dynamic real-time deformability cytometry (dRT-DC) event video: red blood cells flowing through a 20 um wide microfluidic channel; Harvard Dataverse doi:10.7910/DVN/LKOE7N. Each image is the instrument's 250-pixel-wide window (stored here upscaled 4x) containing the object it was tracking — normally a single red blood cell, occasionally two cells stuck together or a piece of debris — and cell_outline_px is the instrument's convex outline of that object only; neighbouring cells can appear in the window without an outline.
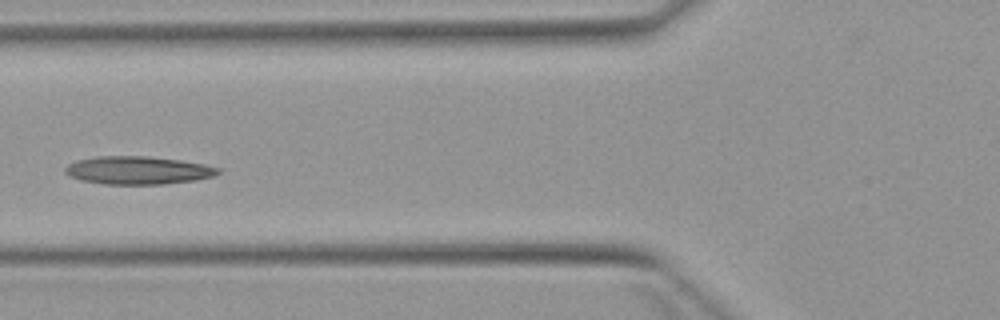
{"species": "Egyptian fruit bat (a non-hibernating species)", "species_latin": "Rousettus aegyptiacus", "temperature_condition": "warm", "stored_images_in_passage": 4, "camera_frame_rate_fps": 3000, "um_per_image_px": 0.085, "animal": {"sex": "female"}, "frame": {"image": 1, "passage_image": 3, "time_ms": 2.667, "image_size_px": [1000, 320], "cell_outline_px": [[220, 172], [212, 176], [196, 180], [164, 184], [104, 184], [80, 180], [68, 176], [64, 172], [64, 168], [68, 164], [76, 160], [96, 156], [148, 156], [180, 160], [204, 164], [220, 168]], "centroid_in_image_um": [11.68, 14.47], "position_along_channel_um": 114.1, "area_um2": 25.09}}
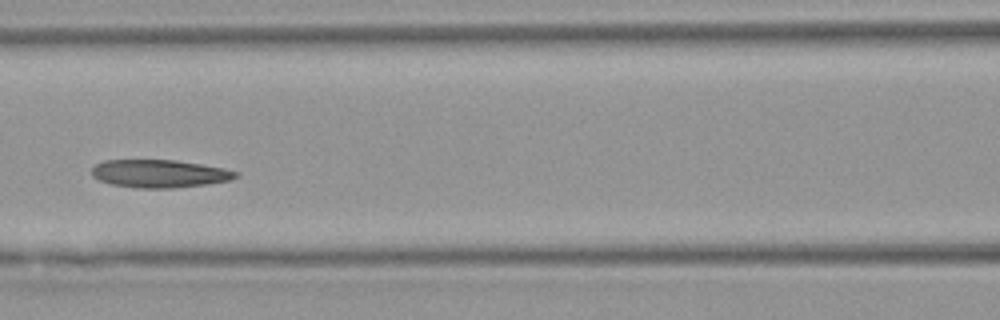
{"frame": {"image": 2, "passage_image": 4, "time_ms": 3.667, "image_size_px": [1000, 320], "cell_outline_px": [[236, 176], [228, 180], [204, 184], [172, 188], [136, 188], [112, 184], [100, 180], [92, 176], [92, 168], [96, 164], [104, 160], [176, 160], [224, 168], [236, 172]], "centroid_in_image_um": [13.49, 14.75], "position_along_channel_um": 153.1, "area_um2": 23.06}}